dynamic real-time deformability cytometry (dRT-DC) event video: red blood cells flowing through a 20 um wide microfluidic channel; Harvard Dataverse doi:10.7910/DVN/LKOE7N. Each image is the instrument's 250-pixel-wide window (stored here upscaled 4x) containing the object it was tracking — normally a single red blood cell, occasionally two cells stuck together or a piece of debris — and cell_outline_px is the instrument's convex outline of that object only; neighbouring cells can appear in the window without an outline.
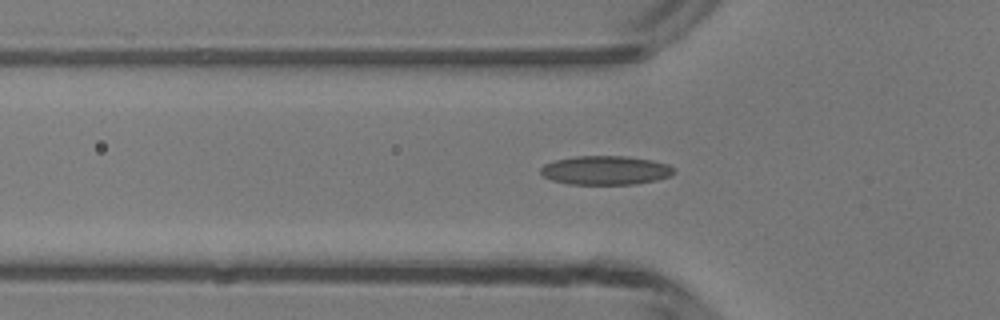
{"species": "common noctule bat (a hibernating species)", "species_latin": "Nyctalus noctula", "temperature_condition": "room temperature", "stored_images_in_passage": 29, "camera_frame_rate_fps": 3000, "um_per_image_px": 0.085, "animal": {"sex": "male", "body_mass_g": 13.3}, "frame": {"image": 1, "passage_image": 5, "time_ms": 1.333, "image_size_px": [1000, 320], "cell_outline_px": [[676, 172], [668, 176], [656, 180], [636, 184], [568, 184], [552, 180], [544, 176], [540, 172], [540, 168], [544, 164], [556, 160], [576, 156], [628, 156], [652, 160], [668, 164], [676, 168]], "centroid_in_image_um": [51.49, 14.47], "position_along_channel_um": 74.3, "area_um2": 22.54}}
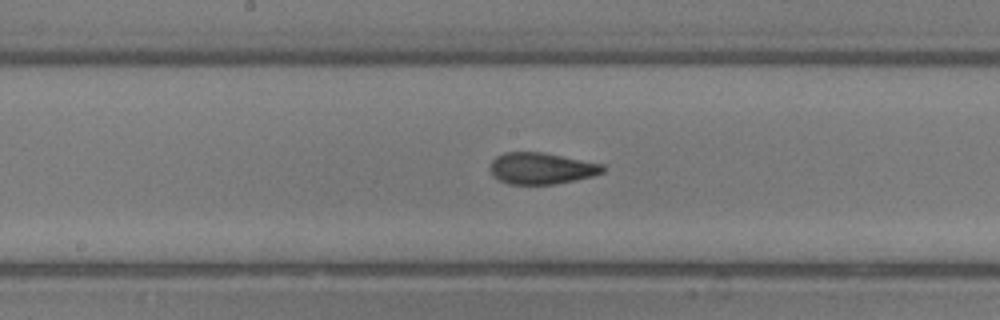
{"frame": {"image": 2, "passage_image": 14, "time_ms": 4.333, "image_size_px": [1000, 320], "cell_outline_px": [[604, 172], [592, 176], [556, 184], [508, 184], [492, 176], [488, 168], [492, 160], [496, 156], [504, 152], [544, 152], [604, 164]], "centroid_in_image_um": [45.99, 14.3], "position_along_channel_um": 202.2, "area_um2": 20.87}}
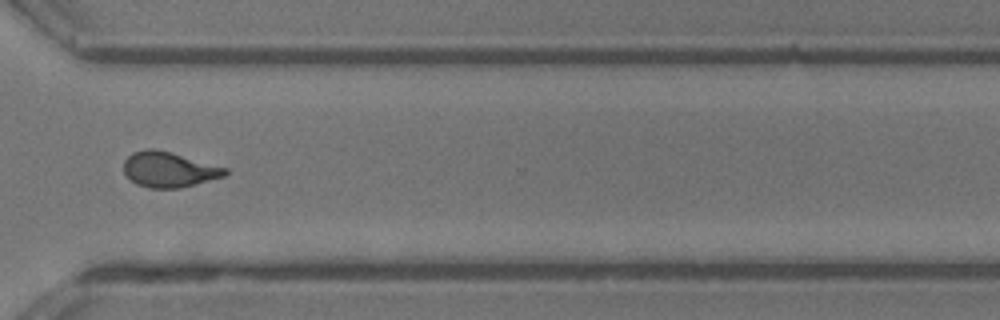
{"frame": {"image": 3, "passage_image": 25, "time_ms": 8.0, "image_size_px": [1000, 320], "cell_outline_px": [[228, 172], [224, 176], [180, 188], [148, 188], [136, 184], [124, 172], [124, 160], [132, 152], [148, 148], [156, 148], [228, 168]], "centroid_in_image_um": [14.34, 14.4], "position_along_channel_um": 356.3, "area_um2": 20.81}, "authors_computed_cell_mechanics": {"area_um2": 20.808, "velocity_mm_per_s": 4.216, "shape_relaxation_time_tau1_ms": 9.5626, "shape_relaxation_time_tau2_ms": 1.2699, "deformation_change_tau1": 0.2478, "deformation_change_tau2": 0.084}}